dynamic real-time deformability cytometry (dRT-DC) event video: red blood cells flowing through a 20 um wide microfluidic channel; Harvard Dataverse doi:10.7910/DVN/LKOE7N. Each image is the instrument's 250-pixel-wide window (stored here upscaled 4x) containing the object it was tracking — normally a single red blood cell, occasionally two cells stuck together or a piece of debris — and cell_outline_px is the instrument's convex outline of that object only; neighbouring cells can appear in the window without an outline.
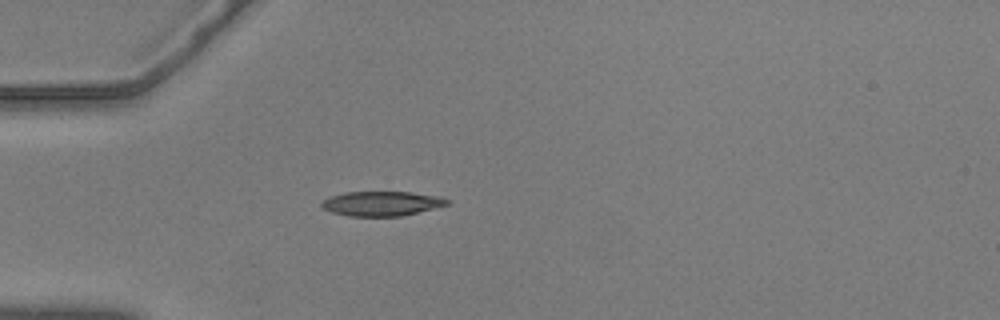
{"species": "common noctule bat (a hibernating species)", "species_latin": "Nyctalus noctula", "temperature_condition": "warm", "stored_images_in_passage": 32, "camera_frame_rate_fps": 3000, "um_per_image_px": 0.085, "animal": {"sex": "male", "body_mass_g": 20.5, "forearm_length_mm": 52.5}, "frame": {"image": 1, "passage_image": 1, "time_ms": 0.0, "image_size_px": [1000, 320], "cell_outline_px": [[452, 204], [400, 216], [348, 216], [332, 212], [324, 208], [320, 204], [328, 196], [344, 192], [412, 192], [440, 196], [452, 200]], "centroid_in_image_um": [32.49, 17.29], "position_along_channel_um": 52.5, "area_um2": 18.15}}
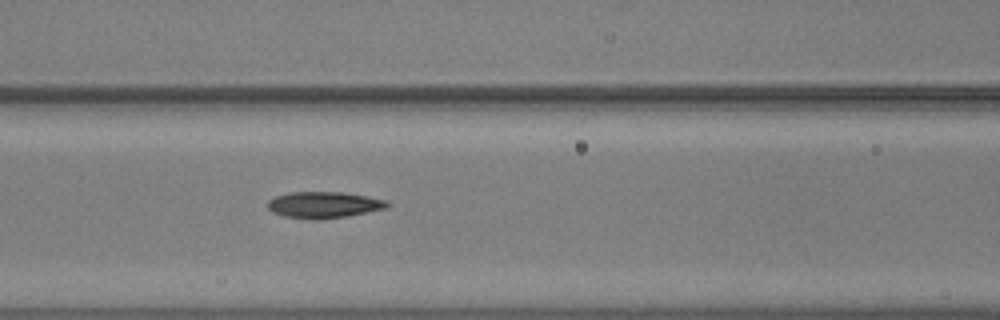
{"frame": {"image": 2, "passage_image": 9, "time_ms": 2.667, "image_size_px": [1000, 320], "cell_outline_px": [[392, 204], [384, 208], [348, 216], [320, 220], [312, 220], [284, 216], [272, 212], [268, 208], [268, 200], [276, 196], [288, 192], [340, 192], [388, 200]], "centroid_in_image_um": [27.5, 17.42], "position_along_channel_um": 139.1, "area_um2": 18.38}}
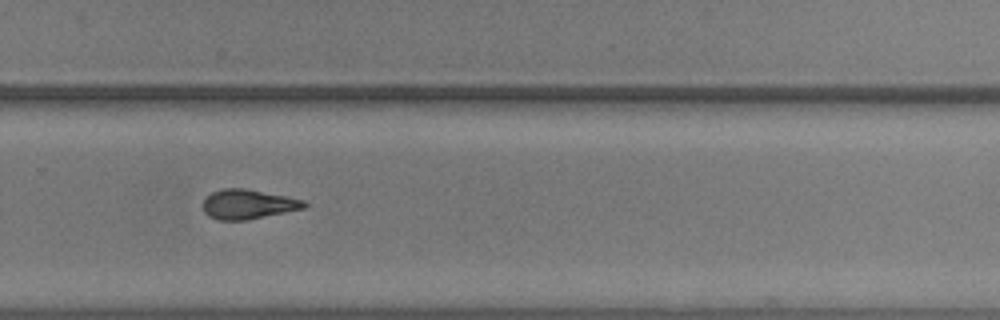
{"frame": {"image": 3, "passage_image": 23, "time_ms": 7.333, "image_size_px": [1000, 320], "cell_outline_px": [[308, 204], [304, 208], [244, 220], [220, 220], [208, 216], [204, 212], [204, 196], [220, 188], [248, 188], [288, 196], [304, 200]], "centroid_in_image_um": [21.06, 17.33], "position_along_channel_um": 308.7, "area_um2": 17.51}, "authors_computed_cell_mechanics": {"area_um2": 17.8891, "velocity_mm_per_s": 3.6428, "shape_relaxation_time_tau1_ms": 7.0916, "shape_relaxation_time_tau2_ms": 5.2584, "deformation_change_tau1": 0.2132, "deformation_change_tau2": 0.1574}}